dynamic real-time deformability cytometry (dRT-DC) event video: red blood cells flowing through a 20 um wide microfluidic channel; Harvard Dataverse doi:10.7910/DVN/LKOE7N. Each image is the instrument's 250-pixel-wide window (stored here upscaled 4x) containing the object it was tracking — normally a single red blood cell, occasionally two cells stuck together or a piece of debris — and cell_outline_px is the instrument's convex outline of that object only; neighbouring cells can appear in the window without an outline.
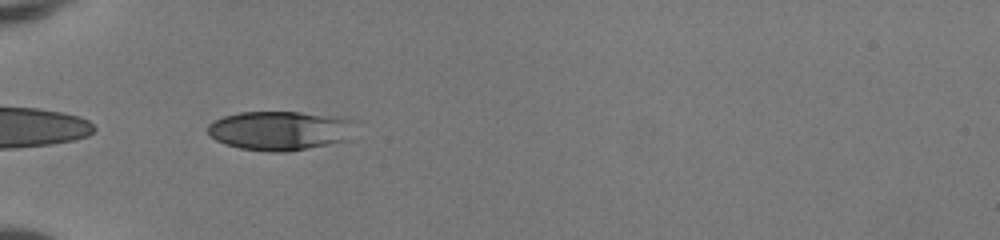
{"species": "human", "species_latin": "Homo sapiens", "temperature_condition": "room temperature", "stored_images_in_passage": 34, "camera_frame_rate_fps": 3000, "um_per_image_px": 0.085, "donor": {"sex": "female"}, "frame": {"image": 1, "passage_image": 1, "time_ms": 0.0, "image_size_px": [1000, 240], "cell_outline_px": [[352, 140], [288, 152], [268, 152], [240, 148], [224, 144], [216, 140], [208, 132], [208, 124], [224, 116], [240, 112], [300, 112], [344, 116], [352, 120]], "centroid_in_image_um": [23.85, 11.1], "position_along_channel_um": 61.1, "area_um2": 34.1}}
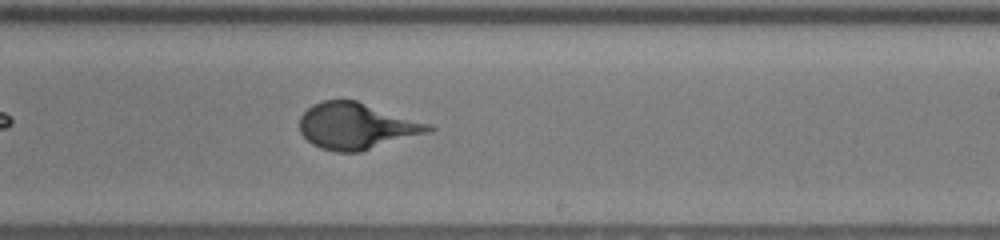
{"frame": {"image": 2, "passage_image": 16, "time_ms": 5.0, "image_size_px": [1000, 240], "cell_outline_px": [[436, 128], [432, 132], [360, 152], [336, 152], [320, 148], [312, 144], [300, 132], [300, 116], [312, 104], [324, 100], [356, 100], [432, 124]], "centroid_in_image_um": [30.34, 10.72], "position_along_channel_um": 258.7, "area_um2": 35.08}}
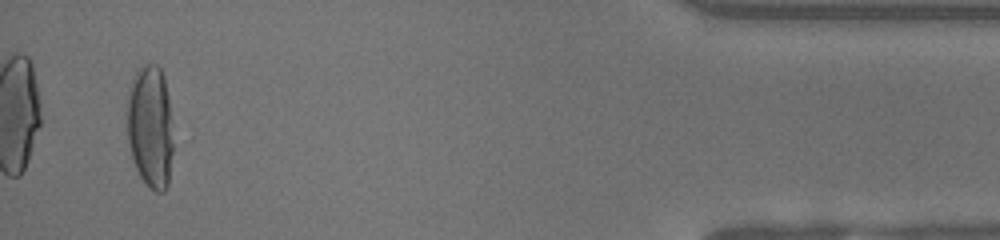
{"frame": {"image": 3, "passage_image": 32, "time_ms": 10.333, "image_size_px": [1000, 240], "cell_outline_px": [[172, 152], [168, 184], [164, 192], [156, 192], [148, 188], [140, 176], [136, 168], [132, 156], [128, 140], [128, 100], [132, 80], [136, 72], [144, 64], [156, 64], [160, 68], [164, 76], [168, 100], [172, 144]], "centroid_in_image_um": [12.77, 10.81], "position_along_channel_um": 422.4, "area_um2": 32.48}}